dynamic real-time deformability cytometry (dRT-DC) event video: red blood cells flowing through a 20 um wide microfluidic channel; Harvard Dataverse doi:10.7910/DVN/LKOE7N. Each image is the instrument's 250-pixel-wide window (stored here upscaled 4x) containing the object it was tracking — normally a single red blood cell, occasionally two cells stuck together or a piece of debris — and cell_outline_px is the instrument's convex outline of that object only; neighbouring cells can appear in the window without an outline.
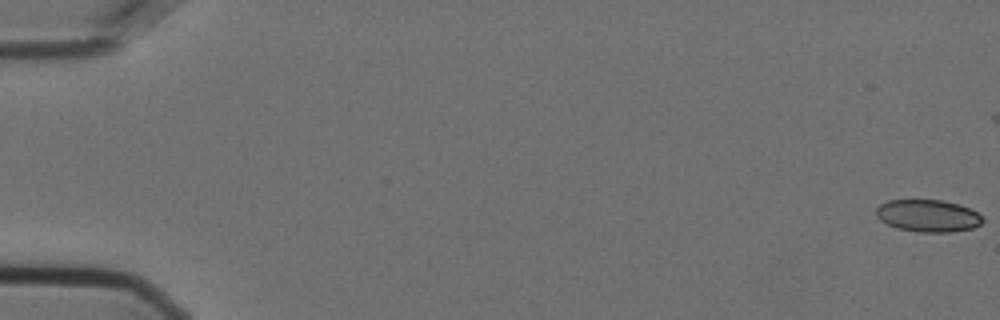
{"species": "Egyptian fruit bat (a non-hibernating species)", "species_latin": "Rousettus aegyptiacus", "temperature_condition": "cold", "stored_images_in_passage": 58, "camera_frame_rate_fps": 3000, "um_per_image_px": 0.085, "animal": {"sex": "female"}, "frame": {"image": 1, "passage_image": 1, "time_ms": 0.0, "image_size_px": [1000, 320], "cell_outline_px": [[984, 220], [980, 224], [972, 228], [952, 232], [920, 232], [896, 228], [880, 220], [876, 216], [876, 208], [880, 204], [888, 200], [944, 200], [960, 204], [976, 212]], "centroid_in_image_um": [78.86, 18.33], "position_along_channel_um": 6.1, "area_um2": 20.0}}
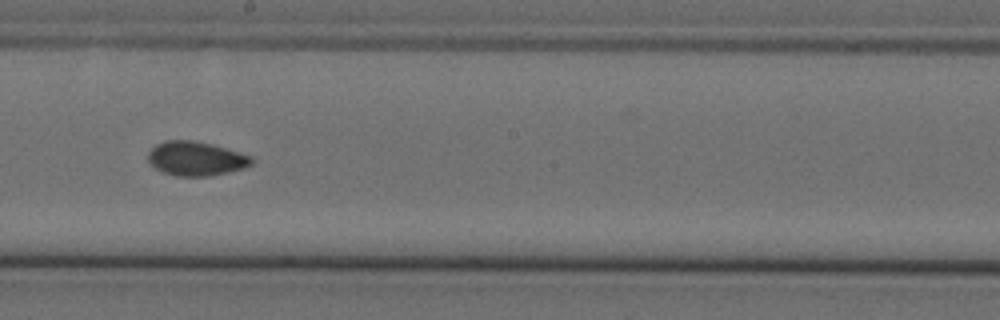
{"frame": {"image": 2, "passage_image": 33, "time_ms": 10.667, "image_size_px": [1000, 320], "cell_outline_px": [[256, 160], [252, 164], [244, 168], [212, 176], [176, 176], [164, 172], [156, 168], [148, 160], [148, 152], [156, 144], [164, 140], [192, 140], [212, 144], [252, 156]], "centroid_in_image_um": [16.68, 13.48], "position_along_channel_um": 231.5, "area_um2": 20.69}}
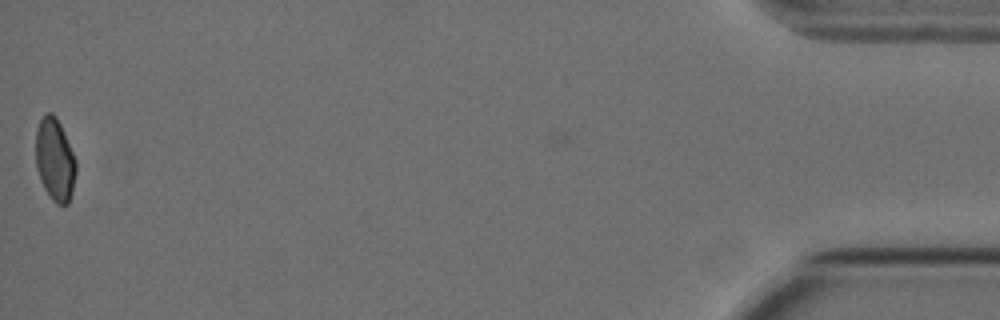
{"frame": {"image": 3, "passage_image": 57, "time_ms": 18.667, "image_size_px": [1000, 320], "cell_outline_px": [[76, 172], [72, 192], [68, 204], [56, 204], [52, 200], [44, 188], [40, 180], [36, 168], [36, 128], [44, 112], [52, 112], [56, 116], [60, 124], [76, 160]], "centroid_in_image_um": [4.65, 13.56], "position_along_channel_um": 430.5, "area_um2": 19.48}, "authors_computed_cell_mechanics": {"area_um2": 20.4323, "velocity_mm_per_s": 3.6215, "shape_relaxation_time_tau1_ms": null, "shape_relaxation_time_tau2_ms": 5.1492, "deformation_change_tau1": null, "deformation_change_tau2": 0.0714}}